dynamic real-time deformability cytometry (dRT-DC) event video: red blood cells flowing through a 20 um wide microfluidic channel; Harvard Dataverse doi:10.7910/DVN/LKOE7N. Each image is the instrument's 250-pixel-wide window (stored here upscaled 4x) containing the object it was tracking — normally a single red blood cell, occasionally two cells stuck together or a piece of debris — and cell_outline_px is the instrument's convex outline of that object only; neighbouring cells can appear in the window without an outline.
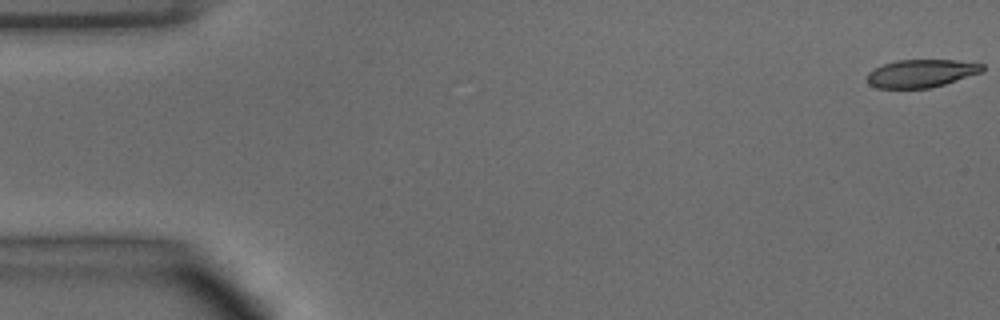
{"species": "common noctule bat (a hibernating species)", "species_latin": "Nyctalus noctula", "temperature_condition": "warm", "stored_images_in_passage": 50, "camera_frame_rate_fps": 3000, "um_per_image_px": 0.085, "animal": {"sex": "male", "body_mass_g": 15.6}, "frame": {"image": 1, "passage_image": 1, "time_ms": 0.0, "image_size_px": [1000, 320], "cell_outline_px": [[984, 72], [944, 84], [928, 88], [876, 88], [868, 84], [868, 72], [872, 68], [896, 60], [956, 60], [984, 64]], "centroid_in_image_um": [78.31, 6.23], "position_along_channel_um": 6.7, "area_um2": 18.84}}
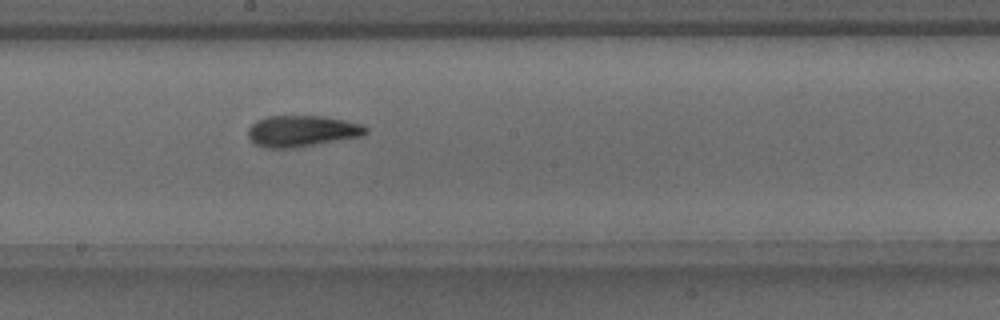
{"frame": {"image": 2, "passage_image": 27, "time_ms": 8.667, "image_size_px": [1000, 320], "cell_outline_px": [[368, 132], [360, 136], [292, 148], [264, 148], [256, 144], [248, 136], [248, 128], [256, 120], [268, 116], [324, 116], [344, 120], [360, 124], [368, 128]], "centroid_in_image_um": [25.63, 11.13], "position_along_channel_um": 222.6, "area_um2": 21.21}}
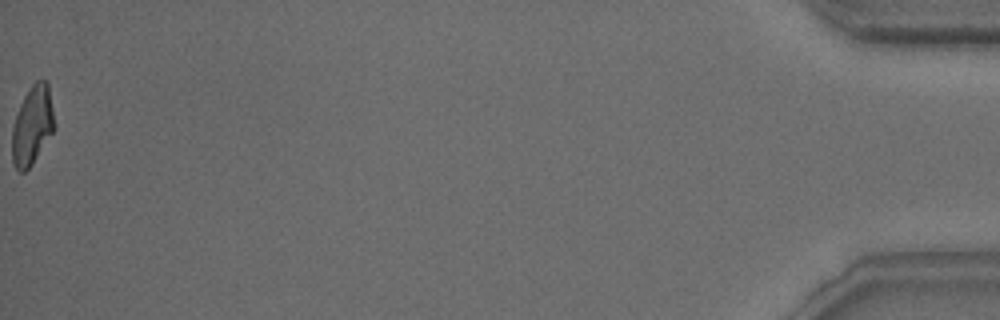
{"frame": {"image": 3, "passage_image": 50, "time_ms": 16.333, "image_size_px": [1000, 320], "cell_outline_px": [[56, 128], [32, 164], [24, 172], [20, 172], [16, 168], [12, 160], [12, 128], [20, 104], [24, 96], [32, 84], [36, 80], [44, 80], [48, 84]], "centroid_in_image_um": [2.75, 10.66], "position_along_channel_um": 432.4, "area_um2": 19.36}, "authors_computed_cell_mechanics": {"area_um2": 20.4612, "velocity_mm_per_s": 4.0778, "shape_relaxation_time_tau1_ms": 8.5895, "shape_relaxation_time_tau2_ms": 3.0163, "deformation_change_tau1": 0.2578, "deformation_change_tau2": 0.1239}}